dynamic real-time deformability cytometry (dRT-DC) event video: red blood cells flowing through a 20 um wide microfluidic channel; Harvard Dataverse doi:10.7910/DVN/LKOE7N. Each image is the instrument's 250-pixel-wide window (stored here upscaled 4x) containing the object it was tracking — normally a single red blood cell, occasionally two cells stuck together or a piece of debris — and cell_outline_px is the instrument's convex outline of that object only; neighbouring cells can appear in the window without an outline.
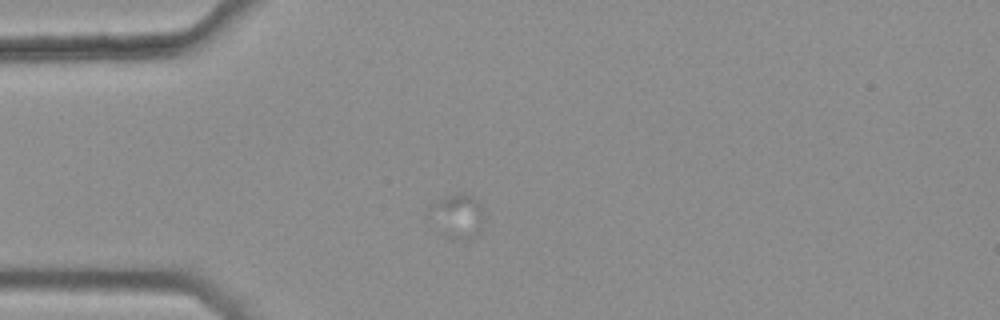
{"species": "common noctule bat (a hibernating species)", "species_latin": "Nyctalus noctula", "temperature_condition": "warm", "stored_images_in_passage": 16, "camera_frame_rate_fps": 3000, "um_per_image_px": 0.085, "animal": {"sex": "female", "body_mass_g": 25.1}, "frame": {"image": 1, "passage_image": 1, "time_ms": 0.0, "image_size_px": [1000, 320], "cell_outline_px": [[484, 220], [480, 228], [472, 236], [464, 240], [452, 240], [424, 212], [432, 204], [448, 196], [464, 192], [472, 196], [476, 200]], "centroid_in_image_um": [38.83, 18.35], "position_along_channel_um": 46.2, "area_um2": 13.53}}